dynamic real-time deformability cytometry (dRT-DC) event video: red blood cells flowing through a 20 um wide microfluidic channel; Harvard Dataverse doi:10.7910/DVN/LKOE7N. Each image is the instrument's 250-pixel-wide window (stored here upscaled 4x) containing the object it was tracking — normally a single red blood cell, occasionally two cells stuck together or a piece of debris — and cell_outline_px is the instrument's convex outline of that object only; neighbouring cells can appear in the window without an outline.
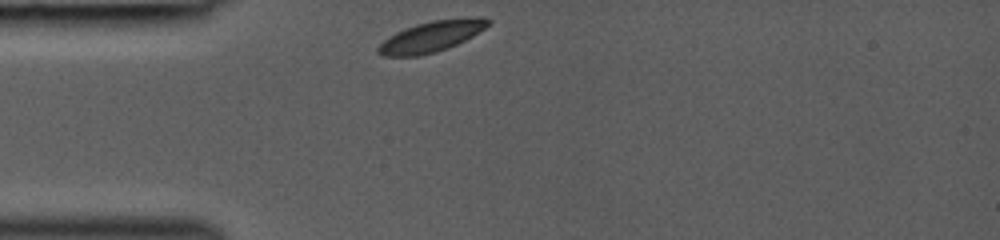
{"species": "common noctule bat (a hibernating species)", "species_latin": "Nyctalus noctula", "temperature_condition": "room temperature", "stored_images_in_passage": 28, "camera_frame_rate_fps": 3000, "um_per_image_px": 0.085, "animal": {"sex": "female", "body_mass_g": 19.0, "forearm_length_mm": 53.3}, "frame": {"image": 1, "passage_image": 1, "time_ms": 0.0, "image_size_px": [1000, 240], "cell_outline_px": [[492, 20], [484, 28], [472, 36], [448, 48], [436, 52], [420, 56], [384, 56], [376, 52], [376, 48], [384, 40], [396, 32], [432, 20], [480, 16], [484, 16]], "centroid_in_image_um": [36.69, 3.1], "position_along_channel_um": 48.3, "area_um2": 19.54}}
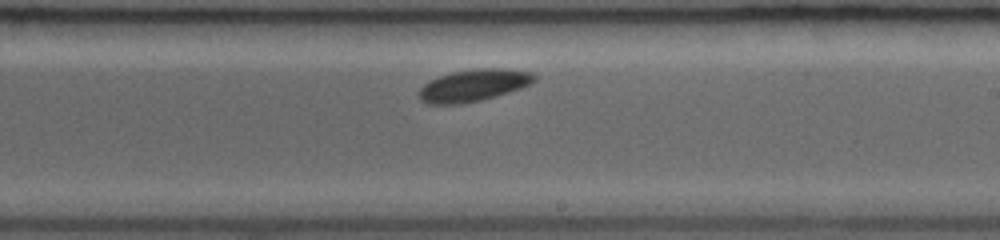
{"frame": {"image": 2, "passage_image": 16, "time_ms": 5.0, "image_size_px": [1000, 240], "cell_outline_px": [[536, 80], [520, 88], [508, 92], [480, 100], [460, 104], [428, 104], [420, 100], [416, 96], [416, 92], [424, 84], [440, 76], [452, 72], [472, 68], [504, 68], [532, 72], [536, 76]], "centroid_in_image_um": [40.21, 7.25], "position_along_channel_um": 248.8, "area_um2": 21.56}}
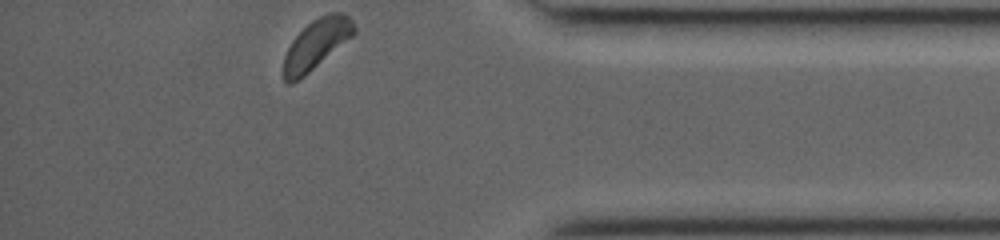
{"frame": {"image": 3, "passage_image": 28, "time_ms": 9.0, "image_size_px": [1000, 240], "cell_outline_px": [[356, 32], [352, 36], [304, 76], [292, 84], [288, 84], [284, 80], [284, 56], [292, 40], [312, 20], [328, 12], [344, 12], [352, 20], [356, 28]], "centroid_in_image_um": [26.9, 3.74], "position_along_channel_um": 408.3, "area_um2": 20.17}}